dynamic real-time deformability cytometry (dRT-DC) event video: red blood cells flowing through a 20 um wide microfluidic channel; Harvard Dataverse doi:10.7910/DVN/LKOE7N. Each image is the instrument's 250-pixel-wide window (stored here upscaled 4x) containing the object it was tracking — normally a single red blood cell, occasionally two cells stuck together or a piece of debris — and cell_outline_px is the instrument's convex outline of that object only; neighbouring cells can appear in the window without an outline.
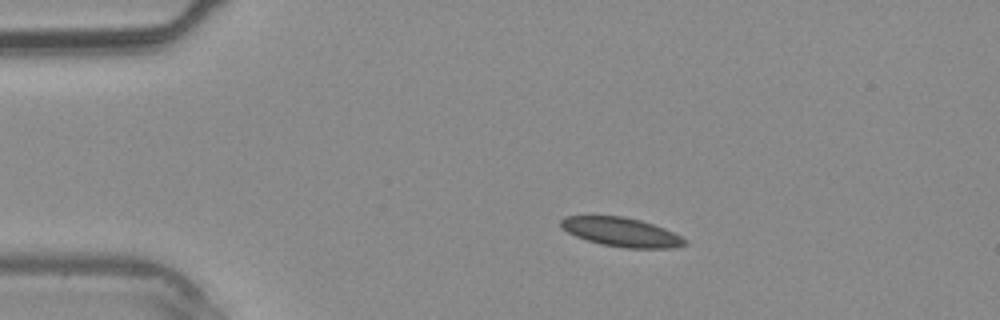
{"species": "common noctule bat (a hibernating species)", "species_latin": "Nyctalus noctula", "temperature_condition": "warm", "stored_images_in_passage": 39, "camera_frame_rate_fps": 3000, "um_per_image_px": 0.085, "animal": {"sex": "male", "body_mass_g": 20.4}, "frame": {"image": 1, "passage_image": 7, "time_ms": 2.0, "image_size_px": [1000, 320], "cell_outline_px": [[688, 244], [672, 248], [628, 248], [600, 244], [576, 236], [568, 232], [560, 224], [560, 220], [564, 216], [624, 216], [640, 220], [664, 228], [688, 240]], "centroid_in_image_um": [52.84, 19.73], "position_along_channel_um": 32.2, "area_um2": 20.81}}
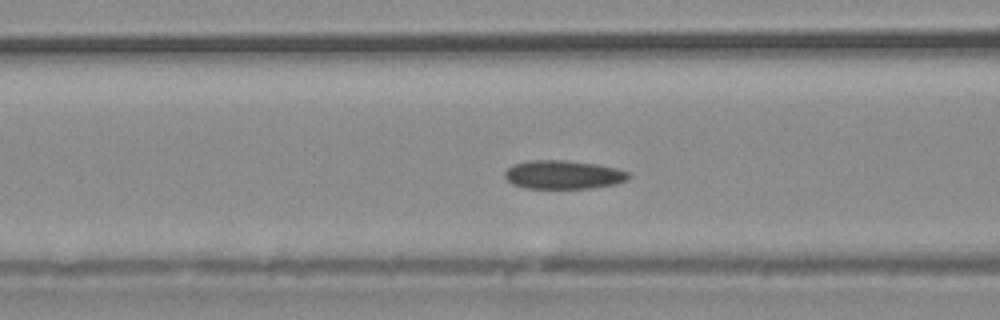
{"frame": {"image": 2, "passage_image": 15, "time_ms": 4.667, "image_size_px": [1000, 320], "cell_outline_px": [[632, 176], [628, 180], [616, 184], [592, 188], [524, 188], [512, 184], [504, 176], [504, 172], [512, 164], [532, 160], [564, 160], [596, 164], [616, 168], [628, 172]], "centroid_in_image_um": [47.89, 14.85], "position_along_channel_um": 118.7, "area_um2": 20.75}}
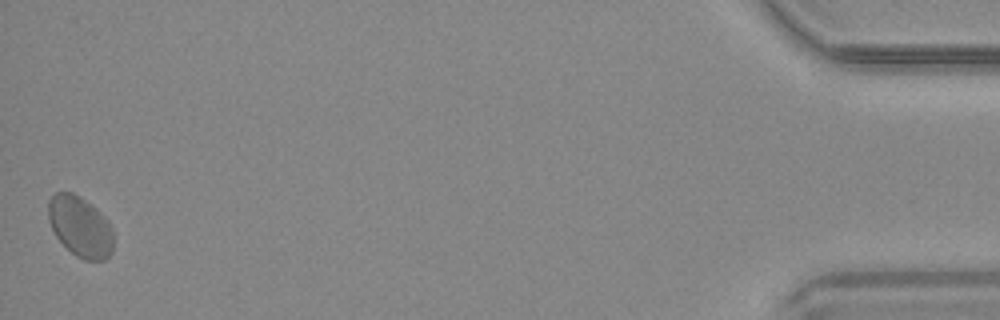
{"frame": {"image": 3, "passage_image": 39, "time_ms": 12.667, "image_size_px": [1000, 320], "cell_outline_px": [[112, 252], [104, 260], [84, 260], [76, 256], [56, 236], [48, 220], [48, 200], [56, 192], [72, 192], [80, 196], [96, 208], [104, 216], [112, 228]], "centroid_in_image_um": [6.81, 19.24], "position_along_channel_um": 428.4, "area_um2": 22.83}}